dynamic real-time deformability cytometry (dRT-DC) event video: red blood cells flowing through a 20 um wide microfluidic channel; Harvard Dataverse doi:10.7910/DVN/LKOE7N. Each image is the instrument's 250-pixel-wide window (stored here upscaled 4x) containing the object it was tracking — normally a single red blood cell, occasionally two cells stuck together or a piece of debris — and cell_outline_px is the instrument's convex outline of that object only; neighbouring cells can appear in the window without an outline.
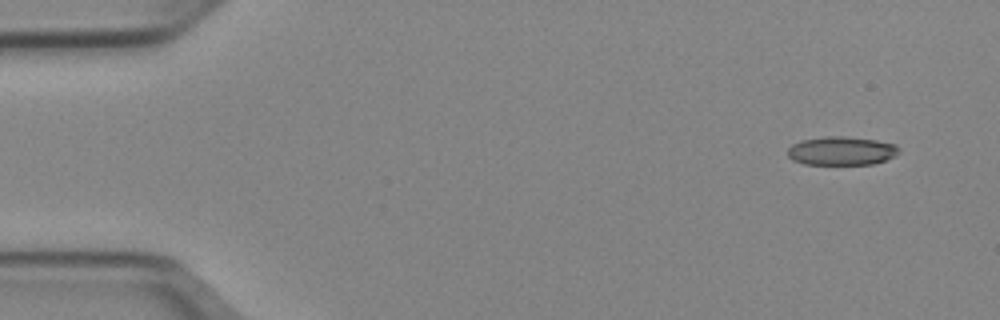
{"species": "Egyptian fruit bat (a non-hibernating species)", "species_latin": "Rousettus aegyptiacus", "temperature_condition": "cold", "stored_images_in_passage": 48, "camera_frame_rate_fps": 3000, "um_per_image_px": 0.085, "animal": {"sex": "female"}, "frame": {"image": 1, "passage_image": 1, "time_ms": 0.0, "image_size_px": [1000, 320], "cell_outline_px": [[900, 152], [896, 156], [872, 164], [804, 164], [792, 160], [788, 156], [788, 148], [792, 144], [800, 140], [824, 136], [844, 136], [876, 140], [896, 144], [900, 148]], "centroid_in_image_um": [71.53, 12.81], "position_along_channel_um": 13.5, "area_um2": 18.73}}
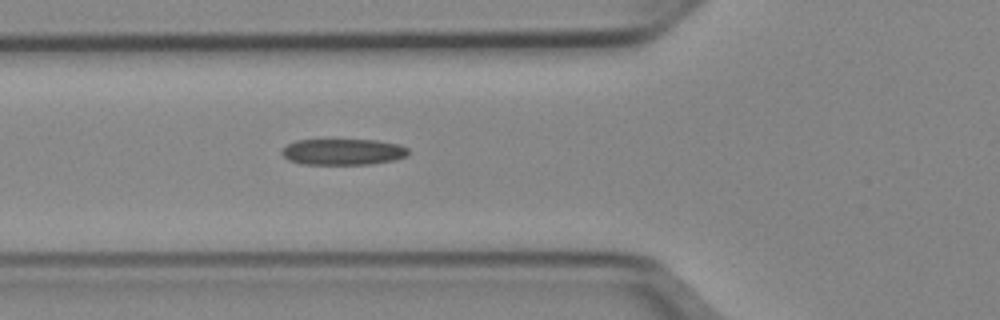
{"frame": {"image": 2, "passage_image": 16, "time_ms": 5.0, "image_size_px": [1000, 320], "cell_outline_px": [[408, 156], [396, 160], [368, 164], [300, 164], [288, 160], [280, 152], [288, 144], [296, 140], [376, 140], [400, 144], [408, 148]], "centroid_in_image_um": [29.18, 12.91], "position_along_channel_um": 96.6, "area_um2": 19.36}}
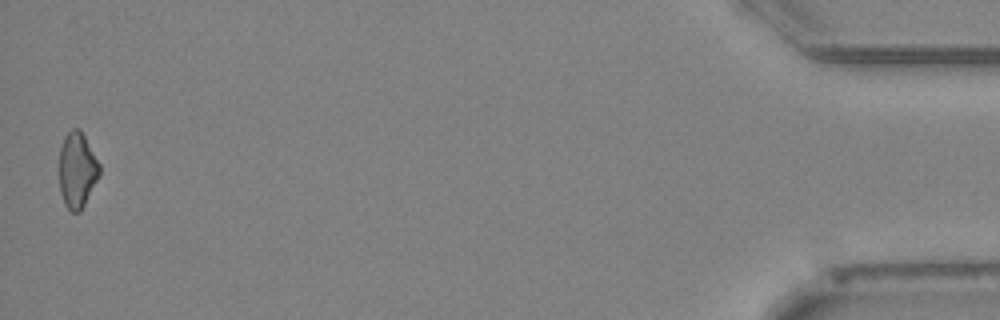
{"frame": {"image": 3, "passage_image": 48, "time_ms": 15.667, "image_size_px": [1000, 320], "cell_outline_px": [[100, 176], [80, 212], [72, 212], [64, 204], [60, 192], [60, 148], [64, 136], [72, 128], [80, 128], [100, 164]], "centroid_in_image_um": [6.57, 14.45], "position_along_channel_um": 428.6, "area_um2": 17.8}, "authors_computed_cell_mechanics": {"area_um2": 19.2474, "velocity_mm_per_s": 3.9747, "shape_relaxation_time_tau1_ms": null, "shape_relaxation_time_tau2_ms": 7.5755, "deformation_change_tau1": null, "deformation_change_tau2": 0.1938}}